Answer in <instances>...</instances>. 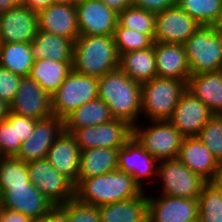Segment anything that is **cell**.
I'll list each match as a JSON object with an SVG mask.
<instances>
[{
    "label": "cell",
    "mask_w": 222,
    "mask_h": 222,
    "mask_svg": "<svg viewBox=\"0 0 222 222\" xmlns=\"http://www.w3.org/2000/svg\"><path fill=\"white\" fill-rule=\"evenodd\" d=\"M98 98L109 107L114 119L137 125L141 116L142 84L129 78L120 68L99 77Z\"/></svg>",
    "instance_id": "cell-1"
},
{
    "label": "cell",
    "mask_w": 222,
    "mask_h": 222,
    "mask_svg": "<svg viewBox=\"0 0 222 222\" xmlns=\"http://www.w3.org/2000/svg\"><path fill=\"white\" fill-rule=\"evenodd\" d=\"M143 191L130 174L115 170L80 181L75 186L74 198L99 207L135 198Z\"/></svg>",
    "instance_id": "cell-2"
},
{
    "label": "cell",
    "mask_w": 222,
    "mask_h": 222,
    "mask_svg": "<svg viewBox=\"0 0 222 222\" xmlns=\"http://www.w3.org/2000/svg\"><path fill=\"white\" fill-rule=\"evenodd\" d=\"M119 57L113 35H79L74 42L72 69L99 78L119 68Z\"/></svg>",
    "instance_id": "cell-3"
},
{
    "label": "cell",
    "mask_w": 222,
    "mask_h": 222,
    "mask_svg": "<svg viewBox=\"0 0 222 222\" xmlns=\"http://www.w3.org/2000/svg\"><path fill=\"white\" fill-rule=\"evenodd\" d=\"M186 90L184 81L155 77L142 84L141 116L150 121L169 120L180 96Z\"/></svg>",
    "instance_id": "cell-4"
},
{
    "label": "cell",
    "mask_w": 222,
    "mask_h": 222,
    "mask_svg": "<svg viewBox=\"0 0 222 222\" xmlns=\"http://www.w3.org/2000/svg\"><path fill=\"white\" fill-rule=\"evenodd\" d=\"M183 45L191 75L222 70V36L217 26H201Z\"/></svg>",
    "instance_id": "cell-5"
},
{
    "label": "cell",
    "mask_w": 222,
    "mask_h": 222,
    "mask_svg": "<svg viewBox=\"0 0 222 222\" xmlns=\"http://www.w3.org/2000/svg\"><path fill=\"white\" fill-rule=\"evenodd\" d=\"M99 78L69 72L64 83L51 96L54 116L64 119L73 110L98 98Z\"/></svg>",
    "instance_id": "cell-6"
},
{
    "label": "cell",
    "mask_w": 222,
    "mask_h": 222,
    "mask_svg": "<svg viewBox=\"0 0 222 222\" xmlns=\"http://www.w3.org/2000/svg\"><path fill=\"white\" fill-rule=\"evenodd\" d=\"M143 126V127H142ZM133 126V137L158 161L178 157L184 136L169 120L151 121Z\"/></svg>",
    "instance_id": "cell-7"
},
{
    "label": "cell",
    "mask_w": 222,
    "mask_h": 222,
    "mask_svg": "<svg viewBox=\"0 0 222 222\" xmlns=\"http://www.w3.org/2000/svg\"><path fill=\"white\" fill-rule=\"evenodd\" d=\"M157 177L162 183L161 195L198 199L207 183L178 158L160 160Z\"/></svg>",
    "instance_id": "cell-8"
},
{
    "label": "cell",
    "mask_w": 222,
    "mask_h": 222,
    "mask_svg": "<svg viewBox=\"0 0 222 222\" xmlns=\"http://www.w3.org/2000/svg\"><path fill=\"white\" fill-rule=\"evenodd\" d=\"M30 182L54 205L75 197V185L46 159L27 163Z\"/></svg>",
    "instance_id": "cell-9"
},
{
    "label": "cell",
    "mask_w": 222,
    "mask_h": 222,
    "mask_svg": "<svg viewBox=\"0 0 222 222\" xmlns=\"http://www.w3.org/2000/svg\"><path fill=\"white\" fill-rule=\"evenodd\" d=\"M71 135L80 151L97 147L119 149L133 136V126L126 121L113 119L103 124L75 129Z\"/></svg>",
    "instance_id": "cell-10"
},
{
    "label": "cell",
    "mask_w": 222,
    "mask_h": 222,
    "mask_svg": "<svg viewBox=\"0 0 222 222\" xmlns=\"http://www.w3.org/2000/svg\"><path fill=\"white\" fill-rule=\"evenodd\" d=\"M75 7L80 35H114L118 13L101 0H77Z\"/></svg>",
    "instance_id": "cell-11"
},
{
    "label": "cell",
    "mask_w": 222,
    "mask_h": 222,
    "mask_svg": "<svg viewBox=\"0 0 222 222\" xmlns=\"http://www.w3.org/2000/svg\"><path fill=\"white\" fill-rule=\"evenodd\" d=\"M201 26L176 4L156 13L154 42L184 44Z\"/></svg>",
    "instance_id": "cell-12"
},
{
    "label": "cell",
    "mask_w": 222,
    "mask_h": 222,
    "mask_svg": "<svg viewBox=\"0 0 222 222\" xmlns=\"http://www.w3.org/2000/svg\"><path fill=\"white\" fill-rule=\"evenodd\" d=\"M10 112L42 120L53 115L51 96L30 77H22Z\"/></svg>",
    "instance_id": "cell-13"
},
{
    "label": "cell",
    "mask_w": 222,
    "mask_h": 222,
    "mask_svg": "<svg viewBox=\"0 0 222 222\" xmlns=\"http://www.w3.org/2000/svg\"><path fill=\"white\" fill-rule=\"evenodd\" d=\"M38 32L37 12L19 3L0 13V43H31Z\"/></svg>",
    "instance_id": "cell-14"
},
{
    "label": "cell",
    "mask_w": 222,
    "mask_h": 222,
    "mask_svg": "<svg viewBox=\"0 0 222 222\" xmlns=\"http://www.w3.org/2000/svg\"><path fill=\"white\" fill-rule=\"evenodd\" d=\"M214 114L187 89L182 93L169 122L184 137H197Z\"/></svg>",
    "instance_id": "cell-15"
},
{
    "label": "cell",
    "mask_w": 222,
    "mask_h": 222,
    "mask_svg": "<svg viewBox=\"0 0 222 222\" xmlns=\"http://www.w3.org/2000/svg\"><path fill=\"white\" fill-rule=\"evenodd\" d=\"M1 195V208L21 212L36 222L55 207L34 185L11 186Z\"/></svg>",
    "instance_id": "cell-16"
},
{
    "label": "cell",
    "mask_w": 222,
    "mask_h": 222,
    "mask_svg": "<svg viewBox=\"0 0 222 222\" xmlns=\"http://www.w3.org/2000/svg\"><path fill=\"white\" fill-rule=\"evenodd\" d=\"M148 222H192L199 218L198 199L147 196Z\"/></svg>",
    "instance_id": "cell-17"
},
{
    "label": "cell",
    "mask_w": 222,
    "mask_h": 222,
    "mask_svg": "<svg viewBox=\"0 0 222 222\" xmlns=\"http://www.w3.org/2000/svg\"><path fill=\"white\" fill-rule=\"evenodd\" d=\"M159 161L132 136L118 150V170L130 174L145 191L143 179L157 177Z\"/></svg>",
    "instance_id": "cell-18"
},
{
    "label": "cell",
    "mask_w": 222,
    "mask_h": 222,
    "mask_svg": "<svg viewBox=\"0 0 222 222\" xmlns=\"http://www.w3.org/2000/svg\"><path fill=\"white\" fill-rule=\"evenodd\" d=\"M64 131V120L57 116L37 120L34 131L29 139L22 142L17 159L29 163L46 158L47 152L54 141Z\"/></svg>",
    "instance_id": "cell-19"
},
{
    "label": "cell",
    "mask_w": 222,
    "mask_h": 222,
    "mask_svg": "<svg viewBox=\"0 0 222 222\" xmlns=\"http://www.w3.org/2000/svg\"><path fill=\"white\" fill-rule=\"evenodd\" d=\"M38 30L76 41L80 35L75 3H54L37 12Z\"/></svg>",
    "instance_id": "cell-20"
},
{
    "label": "cell",
    "mask_w": 222,
    "mask_h": 222,
    "mask_svg": "<svg viewBox=\"0 0 222 222\" xmlns=\"http://www.w3.org/2000/svg\"><path fill=\"white\" fill-rule=\"evenodd\" d=\"M157 77L172 78L186 84L191 76L183 44L154 42Z\"/></svg>",
    "instance_id": "cell-21"
},
{
    "label": "cell",
    "mask_w": 222,
    "mask_h": 222,
    "mask_svg": "<svg viewBox=\"0 0 222 222\" xmlns=\"http://www.w3.org/2000/svg\"><path fill=\"white\" fill-rule=\"evenodd\" d=\"M80 152L74 137L70 133L63 131L49 148L46 159L76 186Z\"/></svg>",
    "instance_id": "cell-22"
},
{
    "label": "cell",
    "mask_w": 222,
    "mask_h": 222,
    "mask_svg": "<svg viewBox=\"0 0 222 222\" xmlns=\"http://www.w3.org/2000/svg\"><path fill=\"white\" fill-rule=\"evenodd\" d=\"M177 158L207 182L214 179L218 162L198 137H184Z\"/></svg>",
    "instance_id": "cell-23"
},
{
    "label": "cell",
    "mask_w": 222,
    "mask_h": 222,
    "mask_svg": "<svg viewBox=\"0 0 222 222\" xmlns=\"http://www.w3.org/2000/svg\"><path fill=\"white\" fill-rule=\"evenodd\" d=\"M186 89L207 105L214 115H222V70L191 75Z\"/></svg>",
    "instance_id": "cell-24"
},
{
    "label": "cell",
    "mask_w": 222,
    "mask_h": 222,
    "mask_svg": "<svg viewBox=\"0 0 222 222\" xmlns=\"http://www.w3.org/2000/svg\"><path fill=\"white\" fill-rule=\"evenodd\" d=\"M146 191L139 196L99 206L101 222H148Z\"/></svg>",
    "instance_id": "cell-25"
},
{
    "label": "cell",
    "mask_w": 222,
    "mask_h": 222,
    "mask_svg": "<svg viewBox=\"0 0 222 222\" xmlns=\"http://www.w3.org/2000/svg\"><path fill=\"white\" fill-rule=\"evenodd\" d=\"M118 150L97 147L81 151L77 184L84 179L118 170Z\"/></svg>",
    "instance_id": "cell-26"
},
{
    "label": "cell",
    "mask_w": 222,
    "mask_h": 222,
    "mask_svg": "<svg viewBox=\"0 0 222 222\" xmlns=\"http://www.w3.org/2000/svg\"><path fill=\"white\" fill-rule=\"evenodd\" d=\"M74 42L64 36L38 30L30 43L33 60L73 61Z\"/></svg>",
    "instance_id": "cell-27"
},
{
    "label": "cell",
    "mask_w": 222,
    "mask_h": 222,
    "mask_svg": "<svg viewBox=\"0 0 222 222\" xmlns=\"http://www.w3.org/2000/svg\"><path fill=\"white\" fill-rule=\"evenodd\" d=\"M119 68L132 80L143 84L157 76L154 43L143 50L126 52L119 57Z\"/></svg>",
    "instance_id": "cell-28"
},
{
    "label": "cell",
    "mask_w": 222,
    "mask_h": 222,
    "mask_svg": "<svg viewBox=\"0 0 222 222\" xmlns=\"http://www.w3.org/2000/svg\"><path fill=\"white\" fill-rule=\"evenodd\" d=\"M73 61L39 59L34 61L29 77L35 80L50 96L64 83L72 70Z\"/></svg>",
    "instance_id": "cell-29"
},
{
    "label": "cell",
    "mask_w": 222,
    "mask_h": 222,
    "mask_svg": "<svg viewBox=\"0 0 222 222\" xmlns=\"http://www.w3.org/2000/svg\"><path fill=\"white\" fill-rule=\"evenodd\" d=\"M113 119L108 105L97 98L67 115L63 119L64 131L71 134L75 129L103 124Z\"/></svg>",
    "instance_id": "cell-30"
},
{
    "label": "cell",
    "mask_w": 222,
    "mask_h": 222,
    "mask_svg": "<svg viewBox=\"0 0 222 222\" xmlns=\"http://www.w3.org/2000/svg\"><path fill=\"white\" fill-rule=\"evenodd\" d=\"M33 63L30 43H0L1 67L21 77H29Z\"/></svg>",
    "instance_id": "cell-31"
},
{
    "label": "cell",
    "mask_w": 222,
    "mask_h": 222,
    "mask_svg": "<svg viewBox=\"0 0 222 222\" xmlns=\"http://www.w3.org/2000/svg\"><path fill=\"white\" fill-rule=\"evenodd\" d=\"M176 4L202 26H217L222 19L221 0H176Z\"/></svg>",
    "instance_id": "cell-32"
},
{
    "label": "cell",
    "mask_w": 222,
    "mask_h": 222,
    "mask_svg": "<svg viewBox=\"0 0 222 222\" xmlns=\"http://www.w3.org/2000/svg\"><path fill=\"white\" fill-rule=\"evenodd\" d=\"M155 18L156 13L132 4L124 11L118 13L117 23L121 27L133 29L141 34L148 35L154 41Z\"/></svg>",
    "instance_id": "cell-33"
},
{
    "label": "cell",
    "mask_w": 222,
    "mask_h": 222,
    "mask_svg": "<svg viewBox=\"0 0 222 222\" xmlns=\"http://www.w3.org/2000/svg\"><path fill=\"white\" fill-rule=\"evenodd\" d=\"M18 185H33L30 182L27 163L15 156L0 159V192L1 194Z\"/></svg>",
    "instance_id": "cell-34"
},
{
    "label": "cell",
    "mask_w": 222,
    "mask_h": 222,
    "mask_svg": "<svg viewBox=\"0 0 222 222\" xmlns=\"http://www.w3.org/2000/svg\"><path fill=\"white\" fill-rule=\"evenodd\" d=\"M198 210L202 222H222V189L207 182L198 197Z\"/></svg>",
    "instance_id": "cell-35"
},
{
    "label": "cell",
    "mask_w": 222,
    "mask_h": 222,
    "mask_svg": "<svg viewBox=\"0 0 222 222\" xmlns=\"http://www.w3.org/2000/svg\"><path fill=\"white\" fill-rule=\"evenodd\" d=\"M113 37L119 56L126 52L147 49L154 43L148 35L141 34L133 29L121 27L118 23Z\"/></svg>",
    "instance_id": "cell-36"
},
{
    "label": "cell",
    "mask_w": 222,
    "mask_h": 222,
    "mask_svg": "<svg viewBox=\"0 0 222 222\" xmlns=\"http://www.w3.org/2000/svg\"><path fill=\"white\" fill-rule=\"evenodd\" d=\"M217 162L222 160V115H213L197 136Z\"/></svg>",
    "instance_id": "cell-37"
},
{
    "label": "cell",
    "mask_w": 222,
    "mask_h": 222,
    "mask_svg": "<svg viewBox=\"0 0 222 222\" xmlns=\"http://www.w3.org/2000/svg\"><path fill=\"white\" fill-rule=\"evenodd\" d=\"M57 207L66 215L68 222H101L98 207L82 203L76 198Z\"/></svg>",
    "instance_id": "cell-38"
},
{
    "label": "cell",
    "mask_w": 222,
    "mask_h": 222,
    "mask_svg": "<svg viewBox=\"0 0 222 222\" xmlns=\"http://www.w3.org/2000/svg\"><path fill=\"white\" fill-rule=\"evenodd\" d=\"M21 144L17 141L16 114L10 112L5 120L0 121V152L3 157L16 156Z\"/></svg>",
    "instance_id": "cell-39"
},
{
    "label": "cell",
    "mask_w": 222,
    "mask_h": 222,
    "mask_svg": "<svg viewBox=\"0 0 222 222\" xmlns=\"http://www.w3.org/2000/svg\"><path fill=\"white\" fill-rule=\"evenodd\" d=\"M21 76L0 66V98L11 104L15 98Z\"/></svg>",
    "instance_id": "cell-40"
},
{
    "label": "cell",
    "mask_w": 222,
    "mask_h": 222,
    "mask_svg": "<svg viewBox=\"0 0 222 222\" xmlns=\"http://www.w3.org/2000/svg\"><path fill=\"white\" fill-rule=\"evenodd\" d=\"M35 119L16 114L17 141L24 142L30 138L36 124Z\"/></svg>",
    "instance_id": "cell-41"
},
{
    "label": "cell",
    "mask_w": 222,
    "mask_h": 222,
    "mask_svg": "<svg viewBox=\"0 0 222 222\" xmlns=\"http://www.w3.org/2000/svg\"><path fill=\"white\" fill-rule=\"evenodd\" d=\"M133 5L158 13L176 5V0H132Z\"/></svg>",
    "instance_id": "cell-42"
},
{
    "label": "cell",
    "mask_w": 222,
    "mask_h": 222,
    "mask_svg": "<svg viewBox=\"0 0 222 222\" xmlns=\"http://www.w3.org/2000/svg\"><path fill=\"white\" fill-rule=\"evenodd\" d=\"M2 222H36L21 212L1 208Z\"/></svg>",
    "instance_id": "cell-43"
},
{
    "label": "cell",
    "mask_w": 222,
    "mask_h": 222,
    "mask_svg": "<svg viewBox=\"0 0 222 222\" xmlns=\"http://www.w3.org/2000/svg\"><path fill=\"white\" fill-rule=\"evenodd\" d=\"M38 222H68V219L66 215L57 206H55Z\"/></svg>",
    "instance_id": "cell-44"
},
{
    "label": "cell",
    "mask_w": 222,
    "mask_h": 222,
    "mask_svg": "<svg viewBox=\"0 0 222 222\" xmlns=\"http://www.w3.org/2000/svg\"><path fill=\"white\" fill-rule=\"evenodd\" d=\"M108 8L114 10L116 13L124 11L131 6L132 0H101Z\"/></svg>",
    "instance_id": "cell-45"
},
{
    "label": "cell",
    "mask_w": 222,
    "mask_h": 222,
    "mask_svg": "<svg viewBox=\"0 0 222 222\" xmlns=\"http://www.w3.org/2000/svg\"><path fill=\"white\" fill-rule=\"evenodd\" d=\"M20 3L38 12L54 4V0H22Z\"/></svg>",
    "instance_id": "cell-46"
},
{
    "label": "cell",
    "mask_w": 222,
    "mask_h": 222,
    "mask_svg": "<svg viewBox=\"0 0 222 222\" xmlns=\"http://www.w3.org/2000/svg\"><path fill=\"white\" fill-rule=\"evenodd\" d=\"M19 3V0H0V13L16 7Z\"/></svg>",
    "instance_id": "cell-47"
},
{
    "label": "cell",
    "mask_w": 222,
    "mask_h": 222,
    "mask_svg": "<svg viewBox=\"0 0 222 222\" xmlns=\"http://www.w3.org/2000/svg\"><path fill=\"white\" fill-rule=\"evenodd\" d=\"M211 182L222 189V160L218 162L215 177Z\"/></svg>",
    "instance_id": "cell-48"
},
{
    "label": "cell",
    "mask_w": 222,
    "mask_h": 222,
    "mask_svg": "<svg viewBox=\"0 0 222 222\" xmlns=\"http://www.w3.org/2000/svg\"><path fill=\"white\" fill-rule=\"evenodd\" d=\"M10 113V104L0 98V121L7 118Z\"/></svg>",
    "instance_id": "cell-49"
},
{
    "label": "cell",
    "mask_w": 222,
    "mask_h": 222,
    "mask_svg": "<svg viewBox=\"0 0 222 222\" xmlns=\"http://www.w3.org/2000/svg\"><path fill=\"white\" fill-rule=\"evenodd\" d=\"M77 0H54V3H62V4H69L75 3Z\"/></svg>",
    "instance_id": "cell-50"
},
{
    "label": "cell",
    "mask_w": 222,
    "mask_h": 222,
    "mask_svg": "<svg viewBox=\"0 0 222 222\" xmlns=\"http://www.w3.org/2000/svg\"><path fill=\"white\" fill-rule=\"evenodd\" d=\"M217 27H218L219 31H222V19H221L220 23L217 25Z\"/></svg>",
    "instance_id": "cell-51"
},
{
    "label": "cell",
    "mask_w": 222,
    "mask_h": 222,
    "mask_svg": "<svg viewBox=\"0 0 222 222\" xmlns=\"http://www.w3.org/2000/svg\"><path fill=\"white\" fill-rule=\"evenodd\" d=\"M192 222H202V221L198 218V219H196V220H194Z\"/></svg>",
    "instance_id": "cell-52"
},
{
    "label": "cell",
    "mask_w": 222,
    "mask_h": 222,
    "mask_svg": "<svg viewBox=\"0 0 222 222\" xmlns=\"http://www.w3.org/2000/svg\"><path fill=\"white\" fill-rule=\"evenodd\" d=\"M1 198H2V195H1V192H0V209H1Z\"/></svg>",
    "instance_id": "cell-53"
},
{
    "label": "cell",
    "mask_w": 222,
    "mask_h": 222,
    "mask_svg": "<svg viewBox=\"0 0 222 222\" xmlns=\"http://www.w3.org/2000/svg\"><path fill=\"white\" fill-rule=\"evenodd\" d=\"M0 222H2L1 209H0Z\"/></svg>",
    "instance_id": "cell-54"
}]
</instances>
